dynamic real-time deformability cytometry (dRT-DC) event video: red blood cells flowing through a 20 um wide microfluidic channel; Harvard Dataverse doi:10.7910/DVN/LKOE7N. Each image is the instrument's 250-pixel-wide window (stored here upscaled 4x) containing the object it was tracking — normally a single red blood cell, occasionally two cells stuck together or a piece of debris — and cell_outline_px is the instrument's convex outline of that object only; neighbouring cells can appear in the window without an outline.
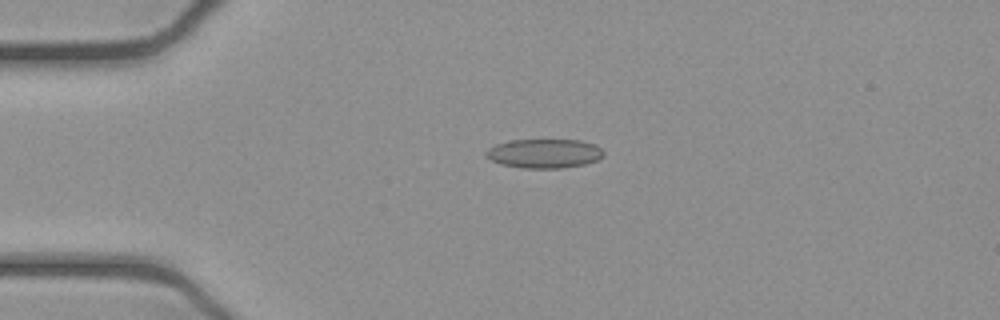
{"species": "common noctule bat (a hibernating species)", "species_latin": "Nyctalus noctula", "temperature_condition": "cold", "stored_images_in_passage": 44, "camera_frame_rate_fps": 3000, "um_per_image_px": 0.085, "animal": {"sex": "female", "body_mass_g": 21.9}, "frame": {"image": 1, "passage_image": 4, "time_ms": 1.0, "image_size_px": [1000, 320], "cell_outline_px": [[604, 156], [596, 160], [584, 164], [560, 168], [524, 168], [500, 164], [492, 160], [484, 152], [488, 148], [496, 144], [512, 140], [580, 140], [596, 144], [604, 152]], "centroid_in_image_um": [46.28, 13.04], "position_along_channel_um": 38.7, "area_um2": 19.88}}
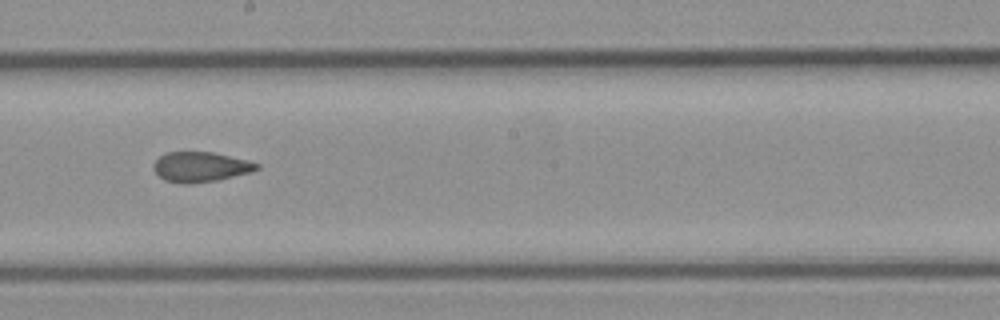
{"frame": {"image": 2, "passage_image": 21, "time_ms": 6.667, "image_size_px": [1000, 320], "cell_outline_px": [[260, 168], [252, 172], [216, 180], [188, 184], [180, 184], [164, 180], [152, 168], [152, 164], [160, 156], [168, 152], [212, 152], [248, 160], [260, 164]], "centroid_in_image_um": [17.04, 14.19], "position_along_channel_um": 231.2, "area_um2": 18.09}}
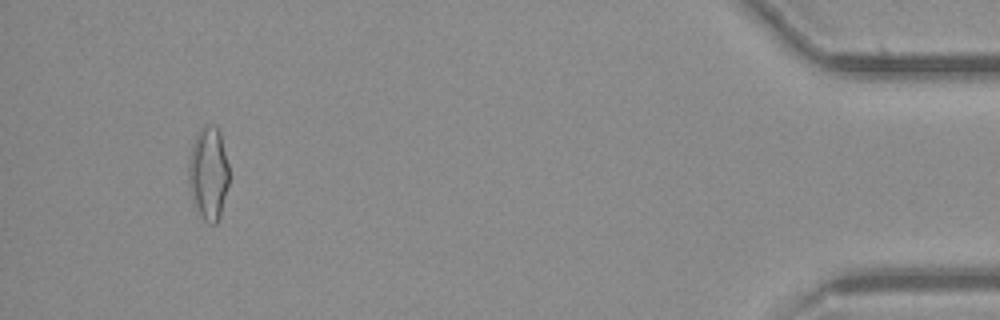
{"frame": {"image": 3, "passage_image": 41, "time_ms": 13.333, "image_size_px": [1000, 320], "cell_outline_px": [[228, 184], [220, 216], [216, 224], [208, 224], [200, 216], [192, 196], [188, 184], [188, 164], [192, 144], [196, 132], [204, 124], [216, 124], [220, 132], [228, 164]], "centroid_in_image_um": [17.71, 14.69], "position_along_channel_um": 417.5, "area_um2": 22.14}, "authors_computed_cell_mechanics": {"area_um2": 19.2185, "velocity_mm_per_s": 3.9191, "shape_relaxation_time_tau1_ms": null, "shape_relaxation_time_tau2_ms": 2.3587, "deformation_change_tau1": null, "deformation_change_tau2": 0.093}}